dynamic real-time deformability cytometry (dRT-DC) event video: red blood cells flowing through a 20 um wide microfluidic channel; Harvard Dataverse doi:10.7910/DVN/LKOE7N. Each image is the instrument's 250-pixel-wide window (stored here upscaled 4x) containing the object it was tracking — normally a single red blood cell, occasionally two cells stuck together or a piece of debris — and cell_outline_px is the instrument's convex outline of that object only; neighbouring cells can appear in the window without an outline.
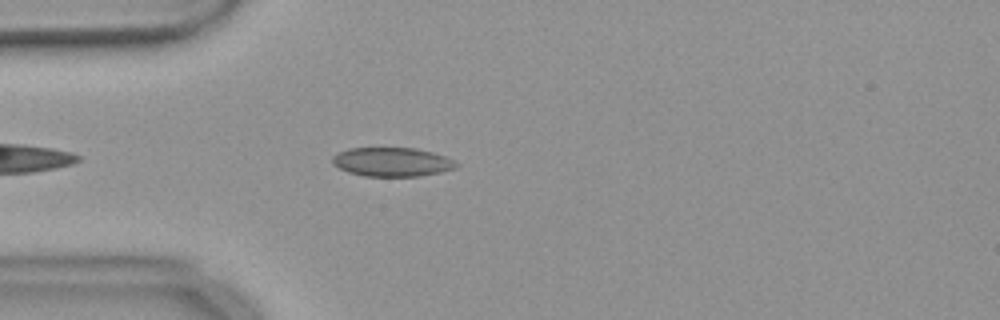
{"species": "common noctule bat (a hibernating species)", "species_latin": "Nyctalus noctula", "temperature_condition": "warm", "stored_images_in_passage": 37, "camera_frame_rate_fps": 3000, "um_per_image_px": 0.085, "animal": {"sex": "female", "body_mass_g": 18.4}, "frame": {"image": 1, "passage_image": 3, "time_ms": 0.667, "image_size_px": [1000, 320], "cell_outline_px": [[460, 164], [456, 168], [440, 172], [420, 176], [364, 176], [348, 172], [332, 164], [332, 156], [340, 152], [352, 148], [416, 148], [432, 152], [444, 156]], "centroid_in_image_um": [33.33, 13.77], "position_along_channel_um": 51.7, "area_um2": 20.81}}
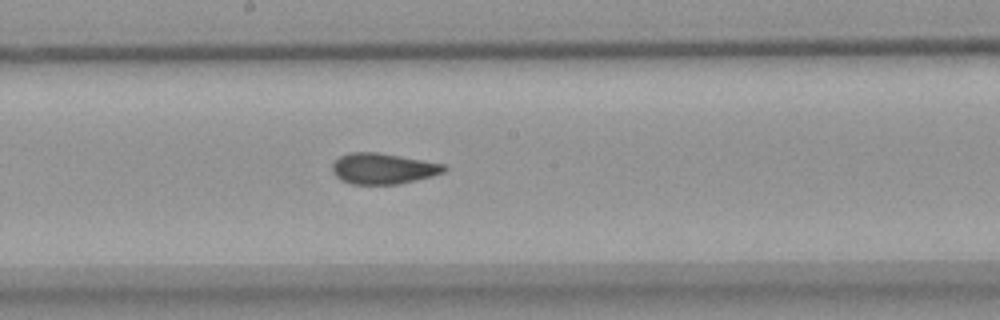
{"frame": {"image": 2, "passage_image": 17, "time_ms": 5.333, "image_size_px": [1000, 320], "cell_outline_px": [[448, 168], [444, 172], [432, 176], [400, 184], [352, 184], [340, 180], [332, 172], [332, 164], [340, 156], [352, 152], [376, 152], [444, 164]], "centroid_in_image_um": [32.55, 14.34], "position_along_channel_um": 215.7, "area_um2": 20.0}}
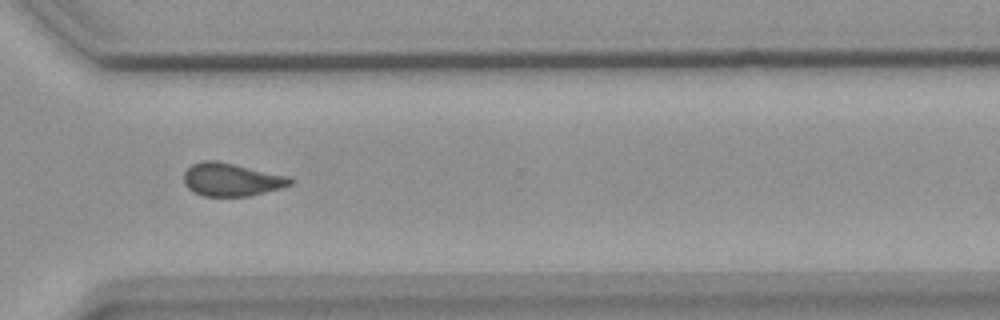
{"frame": {"image": 3, "passage_image": 28, "time_ms": 9.0, "image_size_px": [1000, 320], "cell_outline_px": [[292, 184], [280, 188], [248, 196], [204, 196], [192, 192], [184, 184], [184, 172], [192, 164], [204, 160], [216, 160], [284, 176], [292, 180]], "centroid_in_image_um": [19.58, 15.27], "position_along_channel_um": 351.0, "area_um2": 20.06}, "authors_computed_cell_mechanics": {"area_um2": 20.4034, "velocity_mm_per_s": 3.684, "shape_relaxation_time_tau1_ms": null, "shape_relaxation_time_tau2_ms": 2.0209, "deformation_change_tau1": null, "deformation_change_tau2": 0.055}}